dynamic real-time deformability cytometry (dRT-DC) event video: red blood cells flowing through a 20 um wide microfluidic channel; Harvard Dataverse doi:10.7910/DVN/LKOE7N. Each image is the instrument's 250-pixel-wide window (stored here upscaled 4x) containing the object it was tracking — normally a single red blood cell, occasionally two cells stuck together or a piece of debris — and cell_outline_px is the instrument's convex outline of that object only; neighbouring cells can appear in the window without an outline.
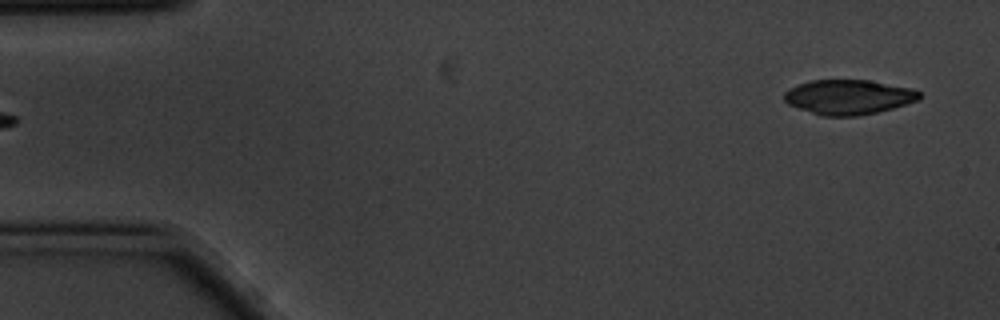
{"species": "common noctule bat (a hibernating species)", "species_latin": "Nyctalus noctula", "temperature_condition": "cold", "stored_images_in_passage": 6, "camera_frame_rate_fps": 3000, "um_per_image_px": 0.085, "animal": {"sex": "male", "body_mass_g": 20.1, "forearm_length_mm": 53.5}, "frame": {"image": 1, "passage_image": 6, "time_ms": 1.667, "image_size_px": [1000, 320], "cell_outline_px": [[924, 96], [920, 100], [892, 108], [876, 112], [856, 116], [820, 116], [788, 104], [784, 100], [784, 92], [788, 88], [812, 80], [868, 80], [912, 88], [920, 92]], "centroid_in_image_um": [72.14, 8.25], "position_along_channel_um": 12.9, "area_um2": 27.46}}